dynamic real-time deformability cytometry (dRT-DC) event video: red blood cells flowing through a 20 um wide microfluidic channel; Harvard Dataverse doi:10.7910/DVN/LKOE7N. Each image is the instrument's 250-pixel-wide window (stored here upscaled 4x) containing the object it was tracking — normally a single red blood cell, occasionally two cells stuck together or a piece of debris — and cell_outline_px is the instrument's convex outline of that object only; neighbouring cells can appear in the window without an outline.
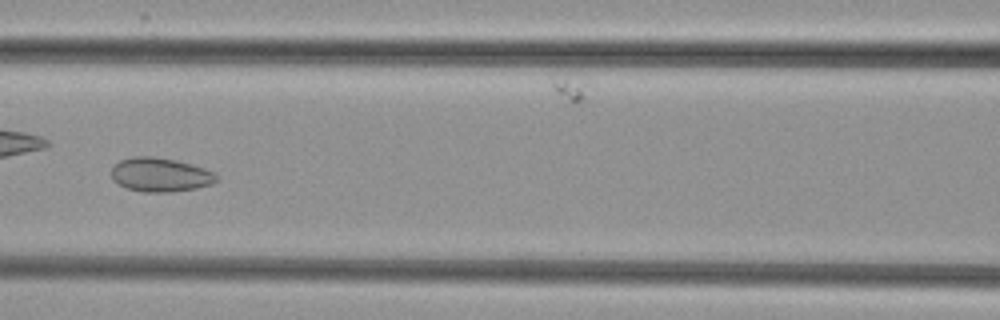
{"species": "common noctule bat (a hibernating species)", "species_latin": "Nyctalus noctula", "temperature_condition": "cold", "stored_images_in_passage": 8, "camera_frame_rate_fps": 3000, "um_per_image_px": 0.085, "animal": {"sex": "female", "body_mass_g": 29.2, "forearm_length_mm": 56.3}, "frame": {"image": 1, "passage_image": 5, "time_ms": 4.667, "image_size_px": [1000, 320], "cell_outline_px": [[216, 180], [212, 184], [196, 188], [172, 192], [144, 192], [128, 188], [112, 180], [112, 168], [120, 160], [132, 156], [152, 156], [176, 160], [192, 164], [204, 168], [212, 172], [216, 176]], "centroid_in_image_um": [13.61, 14.85], "position_along_channel_um": 153.0, "area_um2": 20.69}}
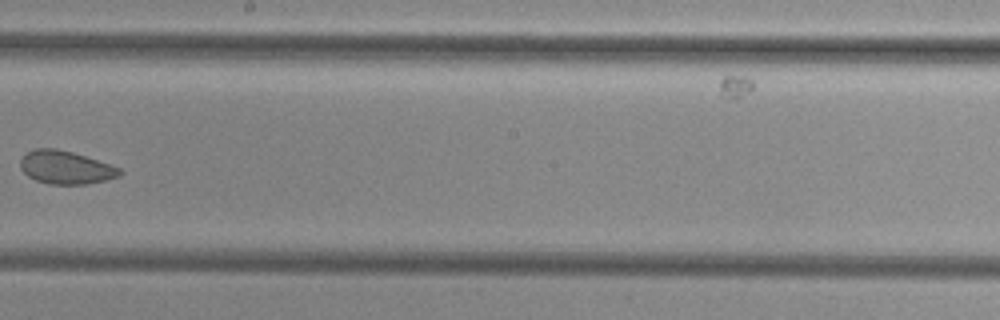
{"frame": {"image": 2, "passage_image": 7, "time_ms": 7.0, "image_size_px": [1000, 320], "cell_outline_px": [[124, 172], [120, 176], [88, 184], [52, 184], [36, 180], [28, 176], [20, 168], [20, 160], [28, 152], [36, 148], [56, 148], [72, 152], [112, 164], [120, 168]], "centroid_in_image_um": [5.62, 14.23], "position_along_channel_um": 242.6, "area_um2": 19.19}}
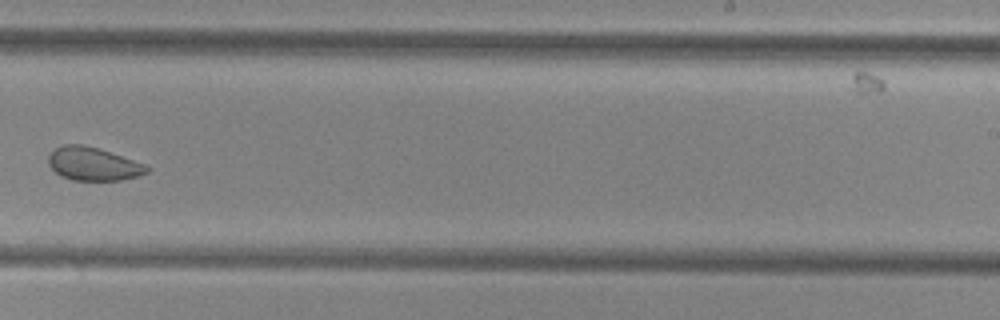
{"frame": {"image": 3, "passage_image": 8, "time_ms": 8.0, "image_size_px": [1000, 320], "cell_outline_px": [[152, 168], [148, 172], [140, 176], [120, 180], [72, 180], [56, 172], [48, 164], [48, 156], [56, 148], [64, 144], [80, 144], [96, 148], [144, 164]], "centroid_in_image_um": [7.93, 13.94], "position_along_channel_um": 281.1, "area_um2": 18.73}}